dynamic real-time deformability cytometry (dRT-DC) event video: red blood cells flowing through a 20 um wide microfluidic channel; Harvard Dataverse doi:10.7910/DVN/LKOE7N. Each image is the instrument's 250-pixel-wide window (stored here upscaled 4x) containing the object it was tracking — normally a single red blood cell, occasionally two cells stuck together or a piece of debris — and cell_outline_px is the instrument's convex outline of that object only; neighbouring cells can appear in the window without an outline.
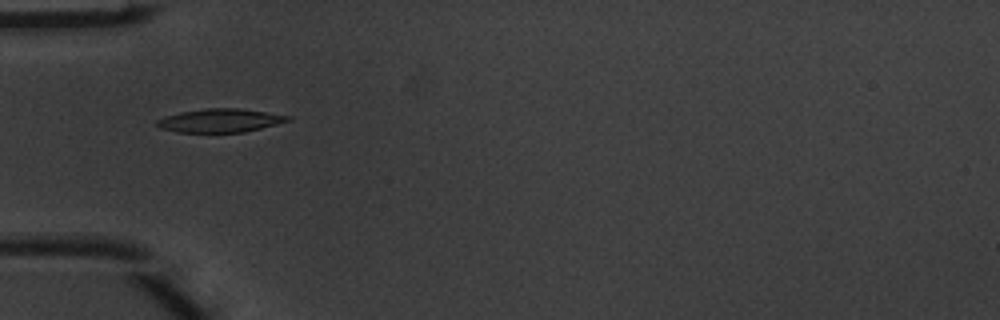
{"species": "common noctule bat (a hibernating species)", "species_latin": "Nyctalus noctula", "temperature_condition": "warm", "stored_images_in_passage": 1, "camera_frame_rate_fps": 3000, "um_per_image_px": 0.085, "animal": {"sex": "male", "body_mass_g": 20.1, "forearm_length_mm": 53.5}, "frame": {"image": 1, "passage_image": 1, "time_ms": 0.0, "image_size_px": [1000, 320], "cell_outline_px": [[292, 120], [244, 132], [176, 132], [160, 128], [156, 124], [156, 120], [164, 116], [180, 112], [208, 108], [240, 108], [292, 116]], "centroid_in_image_um": [18.7, 10.24], "position_along_channel_um": 66.3, "area_um2": 17.92}}